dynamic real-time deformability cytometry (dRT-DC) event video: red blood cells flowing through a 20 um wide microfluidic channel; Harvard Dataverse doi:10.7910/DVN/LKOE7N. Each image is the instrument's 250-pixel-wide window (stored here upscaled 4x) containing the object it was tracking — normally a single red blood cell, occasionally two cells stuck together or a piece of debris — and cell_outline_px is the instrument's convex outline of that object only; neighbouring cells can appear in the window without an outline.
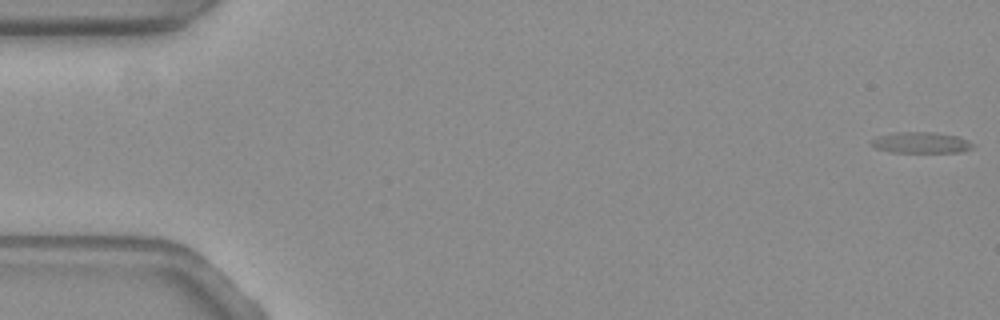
{"species": "common noctule bat (a hibernating species)", "species_latin": "Nyctalus noctula", "temperature_condition": "warm", "stored_images_in_passage": 56, "camera_frame_rate_fps": 3000, "um_per_image_px": 0.085, "animal": {"sex": "female", "body_mass_g": 19.3, "forearm_length_mm": 54.1}, "frame": {"image": 1, "passage_image": 1, "time_ms": 0.0, "image_size_px": [1000, 320], "cell_outline_px": [[976, 144], [972, 148], [960, 152], [892, 152], [876, 148], [868, 144], [868, 140], [876, 136], [892, 132], [932, 132], [956, 136], [968, 140]], "centroid_in_image_um": [78.22, 12.12], "position_along_channel_um": 6.8, "area_um2": 12.66}}
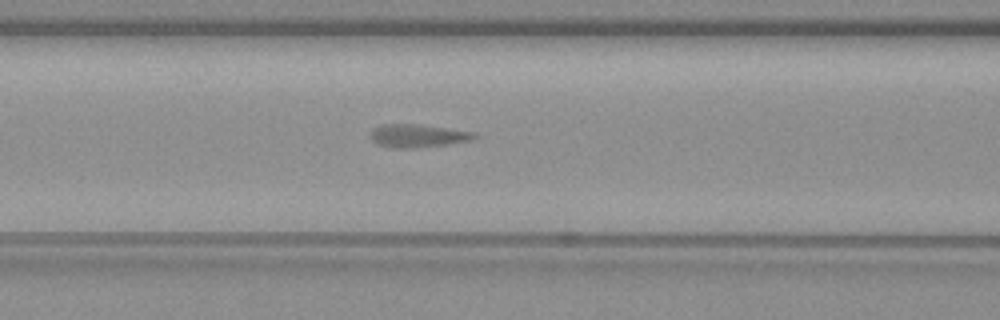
{"frame": {"image": 2, "passage_image": 23, "time_ms": 7.333, "image_size_px": [1000, 320], "cell_outline_px": [[480, 136], [472, 140], [448, 144], [412, 148], [392, 148], [376, 144], [372, 140], [372, 128], [384, 124], [420, 124], [476, 132]], "centroid_in_image_um": [35.55, 11.54], "position_along_channel_um": 131.0, "area_um2": 14.1}}
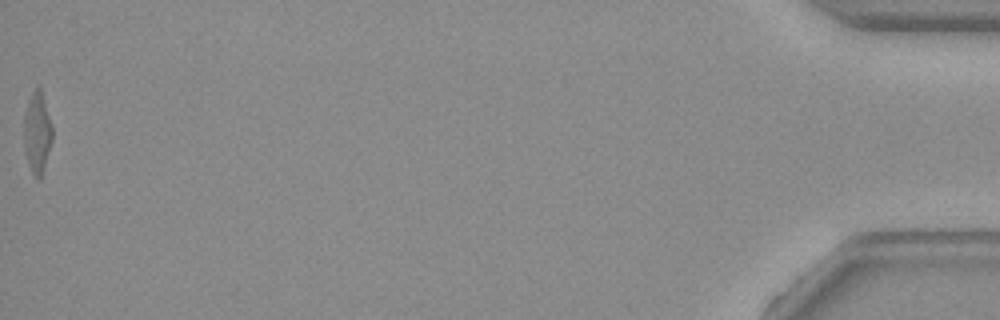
{"frame": {"image": 3, "passage_image": 56, "time_ms": 18.333, "image_size_px": [1000, 320], "cell_outline_px": [[52, 140], [44, 168], [40, 180], [36, 180], [32, 172], [28, 160], [24, 144], [24, 116], [28, 100], [32, 92], [36, 88], [40, 88], [52, 128]], "centroid_in_image_um": [3.16, 11.31], "position_along_channel_um": 432.0, "area_um2": 13.01}}